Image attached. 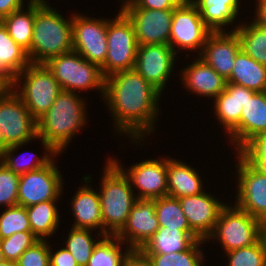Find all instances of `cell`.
<instances>
[{"label":"cell","instance_id":"6da1fadb","mask_svg":"<svg viewBox=\"0 0 266 266\" xmlns=\"http://www.w3.org/2000/svg\"><path fill=\"white\" fill-rule=\"evenodd\" d=\"M160 96L161 92L135 69L118 71L105 78L104 97L115 117L116 129L136 140L153 131Z\"/></svg>","mask_w":266,"mask_h":266},{"label":"cell","instance_id":"7a4b0ae2","mask_svg":"<svg viewBox=\"0 0 266 266\" xmlns=\"http://www.w3.org/2000/svg\"><path fill=\"white\" fill-rule=\"evenodd\" d=\"M75 92L61 91L38 120V139L49 154H59L86 122L84 101Z\"/></svg>","mask_w":266,"mask_h":266},{"label":"cell","instance_id":"3957f363","mask_svg":"<svg viewBox=\"0 0 266 266\" xmlns=\"http://www.w3.org/2000/svg\"><path fill=\"white\" fill-rule=\"evenodd\" d=\"M66 20L51 6L35 3L30 63L44 64L50 58L73 50L72 17Z\"/></svg>","mask_w":266,"mask_h":266},{"label":"cell","instance_id":"277c9868","mask_svg":"<svg viewBox=\"0 0 266 266\" xmlns=\"http://www.w3.org/2000/svg\"><path fill=\"white\" fill-rule=\"evenodd\" d=\"M106 164L99 192L101 216L103 229L109 235H116L126 224L137 198L123 171L111 159Z\"/></svg>","mask_w":266,"mask_h":266},{"label":"cell","instance_id":"5b68a950","mask_svg":"<svg viewBox=\"0 0 266 266\" xmlns=\"http://www.w3.org/2000/svg\"><path fill=\"white\" fill-rule=\"evenodd\" d=\"M46 67L52 72L63 91L98 88L104 97L105 76L101 67L83 58L79 53L71 50L67 53L50 58Z\"/></svg>","mask_w":266,"mask_h":266},{"label":"cell","instance_id":"8992f818","mask_svg":"<svg viewBox=\"0 0 266 266\" xmlns=\"http://www.w3.org/2000/svg\"><path fill=\"white\" fill-rule=\"evenodd\" d=\"M137 48L134 26L120 10L115 19L107 20V55L101 66L103 75L107 77L118 71L134 69Z\"/></svg>","mask_w":266,"mask_h":266},{"label":"cell","instance_id":"52a82bcc","mask_svg":"<svg viewBox=\"0 0 266 266\" xmlns=\"http://www.w3.org/2000/svg\"><path fill=\"white\" fill-rule=\"evenodd\" d=\"M22 76L25 82L17 94L30 114L38 120L53 105L62 88L45 64L30 63L14 79V87Z\"/></svg>","mask_w":266,"mask_h":266},{"label":"cell","instance_id":"ba28073f","mask_svg":"<svg viewBox=\"0 0 266 266\" xmlns=\"http://www.w3.org/2000/svg\"><path fill=\"white\" fill-rule=\"evenodd\" d=\"M217 237L226 252L248 247L262 237V222L238 206L226 205L209 238Z\"/></svg>","mask_w":266,"mask_h":266},{"label":"cell","instance_id":"9c48e42d","mask_svg":"<svg viewBox=\"0 0 266 266\" xmlns=\"http://www.w3.org/2000/svg\"><path fill=\"white\" fill-rule=\"evenodd\" d=\"M15 91L0 100V153L10 146L24 145L38 138L37 120Z\"/></svg>","mask_w":266,"mask_h":266},{"label":"cell","instance_id":"30bf717a","mask_svg":"<svg viewBox=\"0 0 266 266\" xmlns=\"http://www.w3.org/2000/svg\"><path fill=\"white\" fill-rule=\"evenodd\" d=\"M237 158L239 187L235 205L263 223L266 220V170L250 164L240 154Z\"/></svg>","mask_w":266,"mask_h":266},{"label":"cell","instance_id":"8fae6325","mask_svg":"<svg viewBox=\"0 0 266 266\" xmlns=\"http://www.w3.org/2000/svg\"><path fill=\"white\" fill-rule=\"evenodd\" d=\"M72 45L83 58L101 67L107 55V21L73 15Z\"/></svg>","mask_w":266,"mask_h":266},{"label":"cell","instance_id":"7c38bea8","mask_svg":"<svg viewBox=\"0 0 266 266\" xmlns=\"http://www.w3.org/2000/svg\"><path fill=\"white\" fill-rule=\"evenodd\" d=\"M212 31L204 24L197 7L184 0L173 10L169 45L174 50L175 45L182 49H203L208 35Z\"/></svg>","mask_w":266,"mask_h":266},{"label":"cell","instance_id":"4fadbf2b","mask_svg":"<svg viewBox=\"0 0 266 266\" xmlns=\"http://www.w3.org/2000/svg\"><path fill=\"white\" fill-rule=\"evenodd\" d=\"M62 176L54 162L20 175L18 205L29 207L43 201L57 200L61 195Z\"/></svg>","mask_w":266,"mask_h":266},{"label":"cell","instance_id":"5bb4252c","mask_svg":"<svg viewBox=\"0 0 266 266\" xmlns=\"http://www.w3.org/2000/svg\"><path fill=\"white\" fill-rule=\"evenodd\" d=\"M121 10L134 26L138 46L146 44L169 45L174 9L121 8Z\"/></svg>","mask_w":266,"mask_h":266},{"label":"cell","instance_id":"9a60e30c","mask_svg":"<svg viewBox=\"0 0 266 266\" xmlns=\"http://www.w3.org/2000/svg\"><path fill=\"white\" fill-rule=\"evenodd\" d=\"M176 52L166 44L138 46L134 69L162 92L172 71Z\"/></svg>","mask_w":266,"mask_h":266},{"label":"cell","instance_id":"2e32d148","mask_svg":"<svg viewBox=\"0 0 266 266\" xmlns=\"http://www.w3.org/2000/svg\"><path fill=\"white\" fill-rule=\"evenodd\" d=\"M178 199L192 231L200 239L208 240L226 204L205 192Z\"/></svg>","mask_w":266,"mask_h":266},{"label":"cell","instance_id":"e0dca14e","mask_svg":"<svg viewBox=\"0 0 266 266\" xmlns=\"http://www.w3.org/2000/svg\"><path fill=\"white\" fill-rule=\"evenodd\" d=\"M111 160L129 178L131 185L139 188L137 199L154 200L167 196V159L145 160L134 164L128 172L116 160Z\"/></svg>","mask_w":266,"mask_h":266},{"label":"cell","instance_id":"ac0fdd59","mask_svg":"<svg viewBox=\"0 0 266 266\" xmlns=\"http://www.w3.org/2000/svg\"><path fill=\"white\" fill-rule=\"evenodd\" d=\"M160 228L154 200L137 199L124 227L115 235L131 249H141ZM127 239H126V238ZM129 239V242H128Z\"/></svg>","mask_w":266,"mask_h":266},{"label":"cell","instance_id":"d6986e66","mask_svg":"<svg viewBox=\"0 0 266 266\" xmlns=\"http://www.w3.org/2000/svg\"><path fill=\"white\" fill-rule=\"evenodd\" d=\"M240 50V40L235 31H230V34L224 31L211 32L200 51V58L227 80Z\"/></svg>","mask_w":266,"mask_h":266},{"label":"cell","instance_id":"ffe728a7","mask_svg":"<svg viewBox=\"0 0 266 266\" xmlns=\"http://www.w3.org/2000/svg\"><path fill=\"white\" fill-rule=\"evenodd\" d=\"M256 92L251 89L227 82L226 89L215 98V113L218 120L224 125L225 130L230 134L231 140L237 145L239 151V121L242 106L248 97Z\"/></svg>","mask_w":266,"mask_h":266},{"label":"cell","instance_id":"44dd1931","mask_svg":"<svg viewBox=\"0 0 266 266\" xmlns=\"http://www.w3.org/2000/svg\"><path fill=\"white\" fill-rule=\"evenodd\" d=\"M182 79L194 94L217 97L226 89L227 80L219 75L203 59L197 58L182 71Z\"/></svg>","mask_w":266,"mask_h":266},{"label":"cell","instance_id":"7402d4cb","mask_svg":"<svg viewBox=\"0 0 266 266\" xmlns=\"http://www.w3.org/2000/svg\"><path fill=\"white\" fill-rule=\"evenodd\" d=\"M266 132V91L248 97L239 121V150L253 137Z\"/></svg>","mask_w":266,"mask_h":266},{"label":"cell","instance_id":"603a6c76","mask_svg":"<svg viewBox=\"0 0 266 266\" xmlns=\"http://www.w3.org/2000/svg\"><path fill=\"white\" fill-rule=\"evenodd\" d=\"M72 211L74 213V228L96 229L101 228L103 236L109 233L103 229V220L101 216V206L99 193L87 186L81 187L72 200Z\"/></svg>","mask_w":266,"mask_h":266},{"label":"cell","instance_id":"cb8c5ba5","mask_svg":"<svg viewBox=\"0 0 266 266\" xmlns=\"http://www.w3.org/2000/svg\"><path fill=\"white\" fill-rule=\"evenodd\" d=\"M201 178L194 168L172 159H167V195L180 198L202 192Z\"/></svg>","mask_w":266,"mask_h":266},{"label":"cell","instance_id":"d4e9b609","mask_svg":"<svg viewBox=\"0 0 266 266\" xmlns=\"http://www.w3.org/2000/svg\"><path fill=\"white\" fill-rule=\"evenodd\" d=\"M196 240H201L193 231L160 227L141 250L145 254H170L188 249Z\"/></svg>","mask_w":266,"mask_h":266},{"label":"cell","instance_id":"484cf974","mask_svg":"<svg viewBox=\"0 0 266 266\" xmlns=\"http://www.w3.org/2000/svg\"><path fill=\"white\" fill-rule=\"evenodd\" d=\"M227 82L254 90L266 91V66L255 61L242 50L236 55L232 73Z\"/></svg>","mask_w":266,"mask_h":266},{"label":"cell","instance_id":"4316f807","mask_svg":"<svg viewBox=\"0 0 266 266\" xmlns=\"http://www.w3.org/2000/svg\"><path fill=\"white\" fill-rule=\"evenodd\" d=\"M198 9L204 24L212 31H223L239 11V0H190Z\"/></svg>","mask_w":266,"mask_h":266},{"label":"cell","instance_id":"83f0119b","mask_svg":"<svg viewBox=\"0 0 266 266\" xmlns=\"http://www.w3.org/2000/svg\"><path fill=\"white\" fill-rule=\"evenodd\" d=\"M25 13L22 9L12 12L1 20L10 37L23 48L30 60V48L33 39V25L35 18V3L29 1ZM24 12V13H23Z\"/></svg>","mask_w":266,"mask_h":266},{"label":"cell","instance_id":"f1b7e54d","mask_svg":"<svg viewBox=\"0 0 266 266\" xmlns=\"http://www.w3.org/2000/svg\"><path fill=\"white\" fill-rule=\"evenodd\" d=\"M29 64L27 52L10 37L0 21V71L15 79Z\"/></svg>","mask_w":266,"mask_h":266},{"label":"cell","instance_id":"f546056e","mask_svg":"<svg viewBox=\"0 0 266 266\" xmlns=\"http://www.w3.org/2000/svg\"><path fill=\"white\" fill-rule=\"evenodd\" d=\"M43 201L26 207L31 232L39 239L53 235L59 224V214L55 202Z\"/></svg>","mask_w":266,"mask_h":266},{"label":"cell","instance_id":"4dcf8cb0","mask_svg":"<svg viewBox=\"0 0 266 266\" xmlns=\"http://www.w3.org/2000/svg\"><path fill=\"white\" fill-rule=\"evenodd\" d=\"M233 31L240 40L241 50L266 66V26L258 23L254 18L252 24L238 26Z\"/></svg>","mask_w":266,"mask_h":266},{"label":"cell","instance_id":"1f68e13d","mask_svg":"<svg viewBox=\"0 0 266 266\" xmlns=\"http://www.w3.org/2000/svg\"><path fill=\"white\" fill-rule=\"evenodd\" d=\"M155 213L160 227L192 231L178 198L163 196L154 199Z\"/></svg>","mask_w":266,"mask_h":266},{"label":"cell","instance_id":"d6a6232c","mask_svg":"<svg viewBox=\"0 0 266 266\" xmlns=\"http://www.w3.org/2000/svg\"><path fill=\"white\" fill-rule=\"evenodd\" d=\"M102 237L103 239L94 247L87 266H123L124 259L131 248H128L122 254L120 245L122 241L117 236L108 235Z\"/></svg>","mask_w":266,"mask_h":266},{"label":"cell","instance_id":"836d02e7","mask_svg":"<svg viewBox=\"0 0 266 266\" xmlns=\"http://www.w3.org/2000/svg\"><path fill=\"white\" fill-rule=\"evenodd\" d=\"M69 233L65 248L74 257L78 266H87L94 247L99 241L92 239L90 229L73 227Z\"/></svg>","mask_w":266,"mask_h":266},{"label":"cell","instance_id":"e575fe53","mask_svg":"<svg viewBox=\"0 0 266 266\" xmlns=\"http://www.w3.org/2000/svg\"><path fill=\"white\" fill-rule=\"evenodd\" d=\"M204 240H196L188 249L170 254H146L153 266H201L203 255L198 249Z\"/></svg>","mask_w":266,"mask_h":266},{"label":"cell","instance_id":"d590c367","mask_svg":"<svg viewBox=\"0 0 266 266\" xmlns=\"http://www.w3.org/2000/svg\"><path fill=\"white\" fill-rule=\"evenodd\" d=\"M229 257L228 266H265L266 244L261 237L256 243L226 252Z\"/></svg>","mask_w":266,"mask_h":266},{"label":"cell","instance_id":"8d00e7d4","mask_svg":"<svg viewBox=\"0 0 266 266\" xmlns=\"http://www.w3.org/2000/svg\"><path fill=\"white\" fill-rule=\"evenodd\" d=\"M6 209L0 215V239L17 232L31 231L26 207L16 205Z\"/></svg>","mask_w":266,"mask_h":266},{"label":"cell","instance_id":"74e56055","mask_svg":"<svg viewBox=\"0 0 266 266\" xmlns=\"http://www.w3.org/2000/svg\"><path fill=\"white\" fill-rule=\"evenodd\" d=\"M39 239L31 232H17L10 237L0 239L5 260L17 262L19 257Z\"/></svg>","mask_w":266,"mask_h":266},{"label":"cell","instance_id":"f35d334b","mask_svg":"<svg viewBox=\"0 0 266 266\" xmlns=\"http://www.w3.org/2000/svg\"><path fill=\"white\" fill-rule=\"evenodd\" d=\"M20 175L12 172L0 160V205L8 207L18 205V186Z\"/></svg>","mask_w":266,"mask_h":266},{"label":"cell","instance_id":"ab89813d","mask_svg":"<svg viewBox=\"0 0 266 266\" xmlns=\"http://www.w3.org/2000/svg\"><path fill=\"white\" fill-rule=\"evenodd\" d=\"M21 144L18 145H13L8 147L7 149L3 150L0 153V159L2 160V162L14 173L18 174V175H22V174H26L30 171H35L38 170L46 165H48L51 161V158H49L50 155H44L42 156V158H38V160H36L35 162H31V164L29 162H26V164L23 163H19V159H14L12 158L13 156V152L16 151V149H18V147H20ZM15 150V151H14Z\"/></svg>","mask_w":266,"mask_h":266},{"label":"cell","instance_id":"60d3db41","mask_svg":"<svg viewBox=\"0 0 266 266\" xmlns=\"http://www.w3.org/2000/svg\"><path fill=\"white\" fill-rule=\"evenodd\" d=\"M250 164L266 170V132L253 137L239 153Z\"/></svg>","mask_w":266,"mask_h":266},{"label":"cell","instance_id":"b9f144b4","mask_svg":"<svg viewBox=\"0 0 266 266\" xmlns=\"http://www.w3.org/2000/svg\"><path fill=\"white\" fill-rule=\"evenodd\" d=\"M46 240H38L19 257L17 266H50V247Z\"/></svg>","mask_w":266,"mask_h":266},{"label":"cell","instance_id":"7bdbcfd3","mask_svg":"<svg viewBox=\"0 0 266 266\" xmlns=\"http://www.w3.org/2000/svg\"><path fill=\"white\" fill-rule=\"evenodd\" d=\"M184 0H127L122 8L167 10L175 9Z\"/></svg>","mask_w":266,"mask_h":266},{"label":"cell","instance_id":"ee69618b","mask_svg":"<svg viewBox=\"0 0 266 266\" xmlns=\"http://www.w3.org/2000/svg\"><path fill=\"white\" fill-rule=\"evenodd\" d=\"M123 266H153V264L141 249H131L124 259Z\"/></svg>","mask_w":266,"mask_h":266},{"label":"cell","instance_id":"f6af8a7d","mask_svg":"<svg viewBox=\"0 0 266 266\" xmlns=\"http://www.w3.org/2000/svg\"><path fill=\"white\" fill-rule=\"evenodd\" d=\"M50 266H78V264L71 253L66 248H62L54 254L50 251Z\"/></svg>","mask_w":266,"mask_h":266},{"label":"cell","instance_id":"bcb514c9","mask_svg":"<svg viewBox=\"0 0 266 266\" xmlns=\"http://www.w3.org/2000/svg\"><path fill=\"white\" fill-rule=\"evenodd\" d=\"M21 9H23V0H0V21Z\"/></svg>","mask_w":266,"mask_h":266},{"label":"cell","instance_id":"7dc6e473","mask_svg":"<svg viewBox=\"0 0 266 266\" xmlns=\"http://www.w3.org/2000/svg\"><path fill=\"white\" fill-rule=\"evenodd\" d=\"M13 86L14 79L5 72L0 71V100L6 98L13 91Z\"/></svg>","mask_w":266,"mask_h":266},{"label":"cell","instance_id":"c3c4849f","mask_svg":"<svg viewBox=\"0 0 266 266\" xmlns=\"http://www.w3.org/2000/svg\"><path fill=\"white\" fill-rule=\"evenodd\" d=\"M256 21L266 26V0H257Z\"/></svg>","mask_w":266,"mask_h":266},{"label":"cell","instance_id":"681fc988","mask_svg":"<svg viewBox=\"0 0 266 266\" xmlns=\"http://www.w3.org/2000/svg\"><path fill=\"white\" fill-rule=\"evenodd\" d=\"M262 237L266 244V220L262 223Z\"/></svg>","mask_w":266,"mask_h":266},{"label":"cell","instance_id":"f907efd6","mask_svg":"<svg viewBox=\"0 0 266 266\" xmlns=\"http://www.w3.org/2000/svg\"><path fill=\"white\" fill-rule=\"evenodd\" d=\"M0 266H17V264L15 262L5 260V261L0 263Z\"/></svg>","mask_w":266,"mask_h":266},{"label":"cell","instance_id":"816d5d0a","mask_svg":"<svg viewBox=\"0 0 266 266\" xmlns=\"http://www.w3.org/2000/svg\"><path fill=\"white\" fill-rule=\"evenodd\" d=\"M33 3L39 4L41 6H48V4H46L45 0H30Z\"/></svg>","mask_w":266,"mask_h":266},{"label":"cell","instance_id":"f5cc1de1","mask_svg":"<svg viewBox=\"0 0 266 266\" xmlns=\"http://www.w3.org/2000/svg\"><path fill=\"white\" fill-rule=\"evenodd\" d=\"M5 261V258H4V255H3V252H2V247H1V244H0V263Z\"/></svg>","mask_w":266,"mask_h":266}]
</instances>
